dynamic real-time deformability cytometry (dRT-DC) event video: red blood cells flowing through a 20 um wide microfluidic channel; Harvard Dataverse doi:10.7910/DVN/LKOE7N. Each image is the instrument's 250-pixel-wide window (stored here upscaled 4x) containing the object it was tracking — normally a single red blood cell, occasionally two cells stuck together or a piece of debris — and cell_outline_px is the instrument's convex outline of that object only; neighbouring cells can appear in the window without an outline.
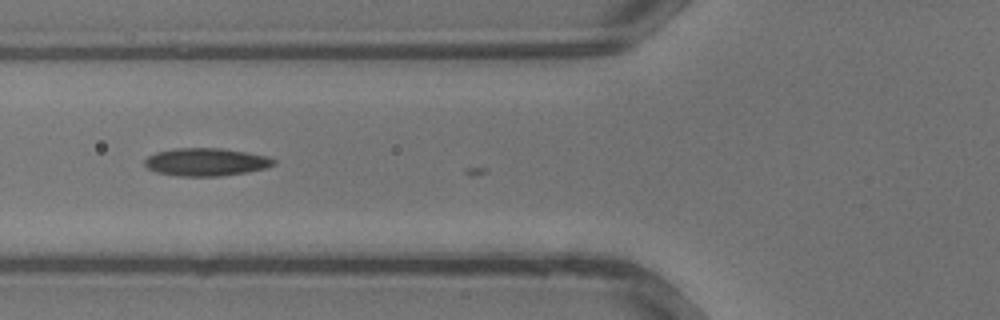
{"species": "common noctule bat (a hibernating species)", "species_latin": "Nyctalus noctula", "temperature_condition": "warm", "stored_images_in_passage": 6, "camera_frame_rate_fps": 3000, "um_per_image_px": 0.085, "animal": {"sex": "male", "body_mass_g": 13.3}, "frame": {"image": 1, "passage_image": 5, "time_ms": 1.333, "image_size_px": [1000, 320], "cell_outline_px": [[276, 164], [264, 168], [244, 172], [220, 176], [180, 176], [156, 172], [148, 168], [144, 164], [144, 160], [148, 156], [156, 152], [176, 148], [220, 148], [268, 156], [276, 160]], "centroid_in_image_um": [17.49, 13.76], "position_along_channel_um": 108.3, "area_um2": 20.75}}